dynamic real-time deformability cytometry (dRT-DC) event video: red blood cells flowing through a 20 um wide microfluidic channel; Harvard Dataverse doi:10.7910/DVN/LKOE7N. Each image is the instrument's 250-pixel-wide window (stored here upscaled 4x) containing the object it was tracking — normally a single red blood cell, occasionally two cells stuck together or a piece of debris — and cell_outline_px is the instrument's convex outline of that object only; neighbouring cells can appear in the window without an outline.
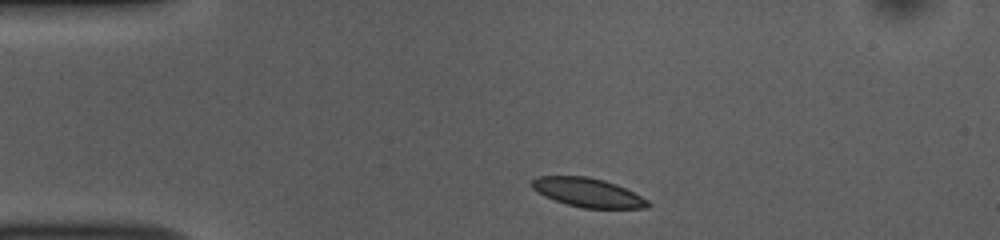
{"species": "common noctule bat (a hibernating species)", "species_latin": "Nyctalus noctula", "temperature_condition": "room temperature", "stored_images_in_passage": 42, "camera_frame_rate_fps": 3000, "um_per_image_px": 0.085, "animal": {"sex": "female", "body_mass_g": 10.0, "forearm_length_mm": 53.1}, "frame": {"image": 1, "passage_image": 1, "time_ms": 0.0, "image_size_px": [1000, 240], "cell_outline_px": [[652, 204], [648, 208], [584, 208], [568, 204], [544, 196], [532, 188], [532, 180], [536, 176], [588, 176], [604, 180], [616, 184], [648, 200]], "centroid_in_image_um": [49.97, 16.36], "position_along_channel_um": 35.0, "area_um2": 19.42}}
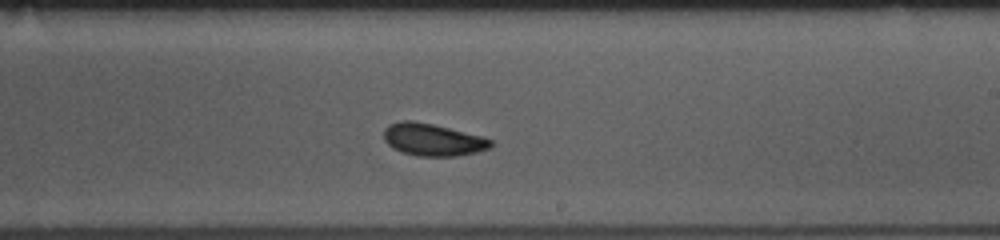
{"frame": {"image": 2, "passage_image": 21, "time_ms": 6.667, "image_size_px": [1000, 240], "cell_outline_px": [[492, 148], [476, 152], [456, 156], [416, 156], [400, 152], [392, 148], [384, 140], [384, 128], [388, 124], [400, 120], [412, 120], [432, 124], [484, 136], [492, 140]], "centroid_in_image_um": [36.77, 11.87], "position_along_channel_um": 252.2, "area_um2": 20.4}}
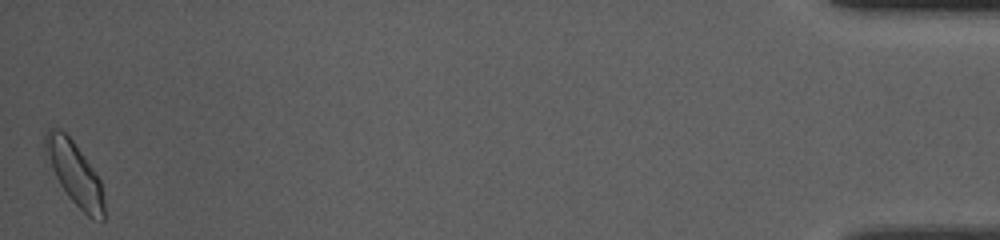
{"frame": {"image": 3, "passage_image": 42, "time_ms": 13.667, "image_size_px": [1000, 240], "cell_outline_px": [[104, 220], [92, 220], [68, 196], [44, 160], [44, 136], [48, 128], [60, 128], [72, 140], [92, 168], [100, 180], [104, 200]], "centroid_in_image_um": [6.29, 14.72], "position_along_channel_um": 428.9, "area_um2": 21.68}, "authors_computed_cell_mechanics": {"area_um2": 19.9988, "velocity_mm_per_s": 3.8301, "shape_relaxation_time_tau1_ms": null, "shape_relaxation_time_tau2_ms": 3.1067, "deformation_change_tau1": null, "deformation_change_tau2": 0.0798}}